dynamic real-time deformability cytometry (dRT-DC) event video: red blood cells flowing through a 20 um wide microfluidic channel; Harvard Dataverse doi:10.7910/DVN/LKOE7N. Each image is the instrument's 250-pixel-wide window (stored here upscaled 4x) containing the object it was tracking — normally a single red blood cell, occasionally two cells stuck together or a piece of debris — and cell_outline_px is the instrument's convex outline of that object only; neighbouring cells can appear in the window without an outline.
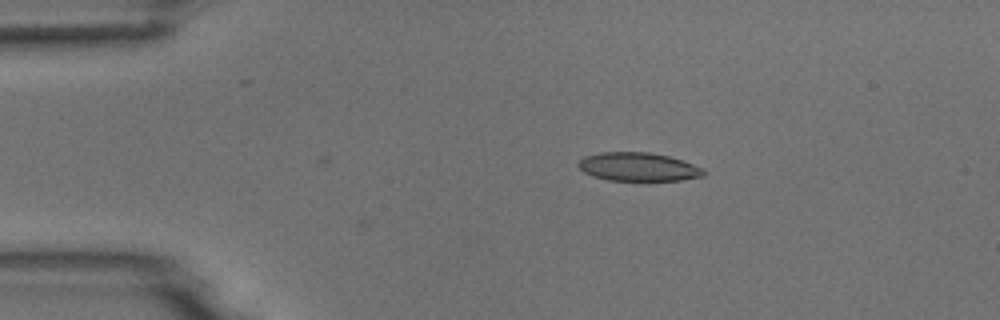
{"species": "common noctule bat (a hibernating species)", "species_latin": "Nyctalus noctula", "temperature_condition": "room temperature", "stored_images_in_passage": 3, "camera_frame_rate_fps": 3000, "um_per_image_px": 0.085, "animal": {"sex": "male", "body_mass_g": 18.8}, "frame": {"image": 1, "passage_image": 3, "time_ms": 2.333, "image_size_px": [1000, 320], "cell_outline_px": [[704, 176], [680, 180], [608, 180], [592, 176], [584, 172], [576, 164], [584, 156], [600, 152], [648, 152], [668, 156], [704, 168]], "centroid_in_image_um": [54.22, 14.18], "position_along_channel_um": 30.8, "area_um2": 20.69}}